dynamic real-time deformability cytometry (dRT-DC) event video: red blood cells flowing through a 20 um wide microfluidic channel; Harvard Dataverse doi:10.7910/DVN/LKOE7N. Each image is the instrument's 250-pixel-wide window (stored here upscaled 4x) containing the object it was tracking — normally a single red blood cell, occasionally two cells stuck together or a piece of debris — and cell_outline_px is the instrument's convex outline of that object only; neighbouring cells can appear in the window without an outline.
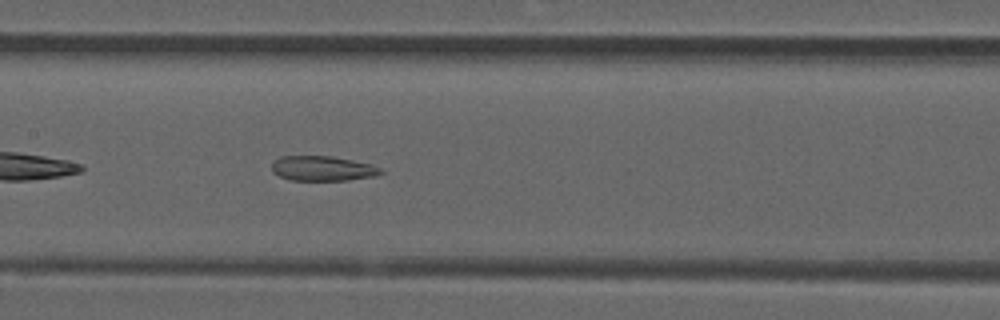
{"species": "common noctule bat (a hibernating species)", "species_latin": "Nyctalus noctula", "temperature_condition": "room temperature", "stored_images_in_passage": 35, "camera_frame_rate_fps": 3000, "um_per_image_px": 0.085, "animal": {"sex": "male", "forearm_length_mm": 52.5}, "frame": {"image": 1, "passage_image": 11, "time_ms": 3.333, "image_size_px": [1000, 320], "cell_outline_px": [[384, 172], [376, 176], [348, 180], [292, 180], [280, 176], [272, 172], [272, 164], [280, 156], [332, 156], [372, 164], [380, 168]], "centroid_in_image_um": [27.44, 14.32], "position_along_channel_um": 180.0, "area_um2": 15.78}}